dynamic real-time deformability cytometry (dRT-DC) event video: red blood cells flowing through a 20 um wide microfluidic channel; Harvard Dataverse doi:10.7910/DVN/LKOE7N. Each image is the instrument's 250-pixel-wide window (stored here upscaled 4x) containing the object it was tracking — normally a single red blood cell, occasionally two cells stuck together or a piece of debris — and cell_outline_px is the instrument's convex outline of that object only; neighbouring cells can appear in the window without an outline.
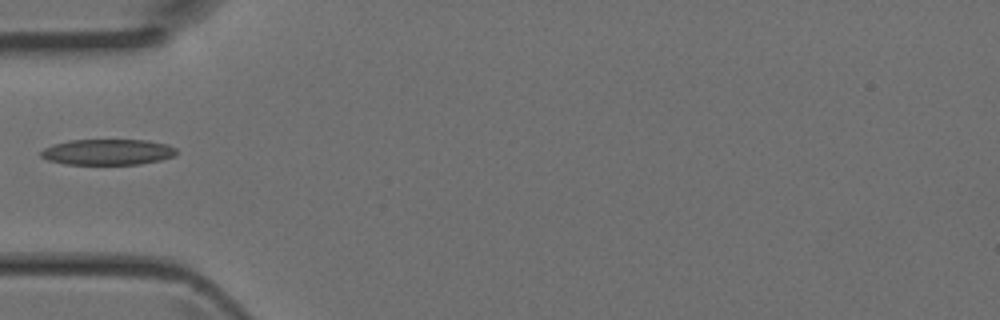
{"species": "Egyptian fruit bat (a non-hibernating species)", "species_latin": "Rousettus aegyptiacus", "temperature_condition": "room temperature", "stored_images_in_passage": 1, "camera_frame_rate_fps": 3000, "um_per_image_px": 0.085, "animal": {"sex": "female"}, "frame": {"image": 1, "passage_image": 1, "time_ms": 0.0, "image_size_px": [1000, 320], "cell_outline_px": [[176, 152], [172, 156], [160, 160], [140, 164], [64, 164], [48, 160], [40, 156], [40, 152], [44, 148], [52, 144], [72, 140], [148, 140], [168, 144], [176, 148]], "centroid_in_image_um": [9.13, 12.92], "position_along_channel_um": 75.9, "area_um2": 20.35}}